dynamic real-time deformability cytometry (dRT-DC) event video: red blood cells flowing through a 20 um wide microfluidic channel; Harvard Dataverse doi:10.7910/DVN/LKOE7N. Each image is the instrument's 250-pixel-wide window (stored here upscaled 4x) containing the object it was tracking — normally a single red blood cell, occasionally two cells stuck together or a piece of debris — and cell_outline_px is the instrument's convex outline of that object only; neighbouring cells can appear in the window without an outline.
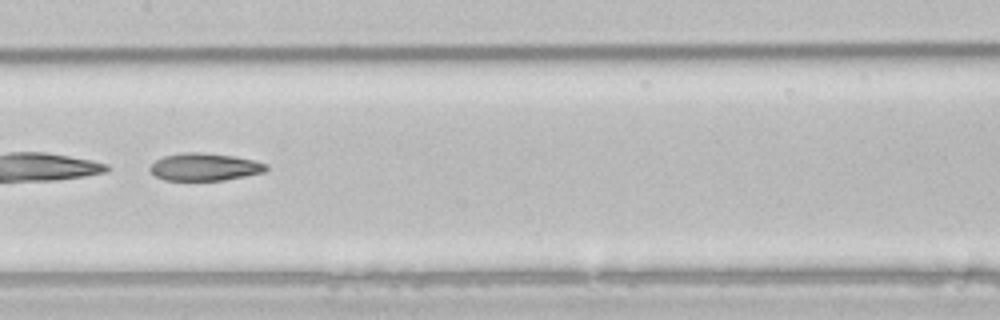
{"species": "common noctule bat (a hibernating species)", "species_latin": "Nyctalus noctula", "temperature_condition": "room temperature", "stored_images_in_passage": 49, "camera_frame_rate_fps": 3000, "um_per_image_px": 0.085, "animal": {"sex": "male", "body_mass_g": 21.5, "forearm_length_mm": 52.0}, "frame": {"image": 1, "passage_image": 25, "time_ms": 8.0, "image_size_px": [1000, 320], "cell_outline_px": [[268, 168], [264, 172], [224, 180], [164, 180], [156, 176], [148, 168], [156, 160], [164, 156], [184, 152], [204, 152], [232, 156], [252, 160], [268, 164]], "centroid_in_image_um": [17.38, 14.18], "position_along_channel_um": 190.0, "area_um2": 18.5}}
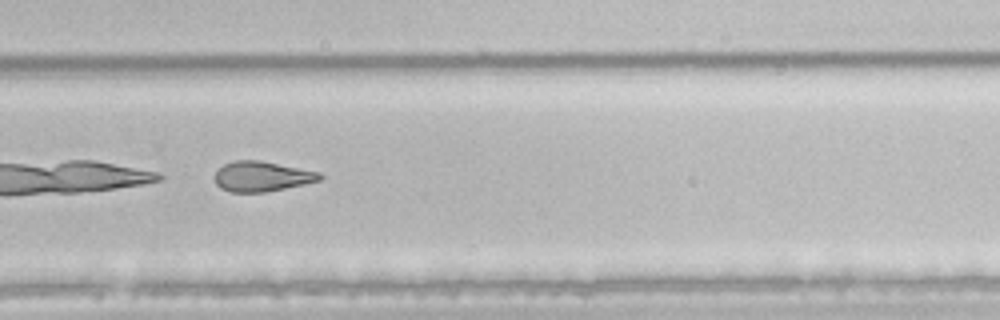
{"frame": {"image": 2, "passage_image": 34, "time_ms": 11.0, "image_size_px": [1000, 320], "cell_outline_px": [[324, 176], [320, 180], [304, 184], [264, 192], [232, 192], [220, 188], [216, 184], [212, 176], [224, 164], [236, 160], [260, 160], [320, 172]], "centroid_in_image_um": [22.24, 14.99], "position_along_channel_um": 307.6, "area_um2": 18.44}}